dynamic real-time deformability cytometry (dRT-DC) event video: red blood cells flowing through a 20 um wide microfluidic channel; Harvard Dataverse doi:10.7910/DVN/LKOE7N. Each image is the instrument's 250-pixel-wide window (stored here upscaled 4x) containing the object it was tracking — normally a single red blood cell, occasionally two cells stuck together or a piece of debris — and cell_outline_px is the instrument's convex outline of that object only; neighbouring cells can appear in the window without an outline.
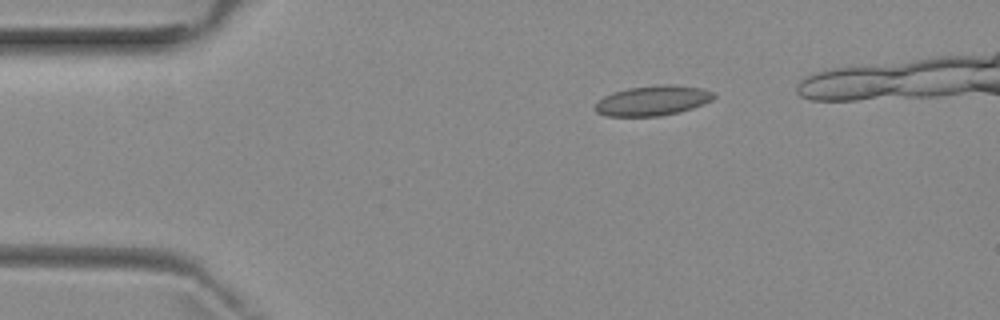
{"species": "common noctule bat (a hibernating species)", "species_latin": "Nyctalus noctula", "temperature_condition": "room temperature", "stored_images_in_passage": 6, "camera_frame_rate_fps": 3000, "um_per_image_px": 0.085, "animal": {"sex": "female", "body_mass_g": 29.2, "forearm_length_mm": 56.3}, "frame": {"image": 1, "passage_image": 1, "time_ms": 0.0, "image_size_px": [1000, 320], "cell_outline_px": [[716, 96], [712, 100], [704, 104], [692, 108], [660, 116], [604, 116], [596, 112], [592, 108], [604, 96], [612, 92], [628, 88], [660, 84], [668, 84], [700, 88], [712, 92]], "centroid_in_image_um": [55.44, 8.55], "position_along_channel_um": 29.6, "area_um2": 20.69}}
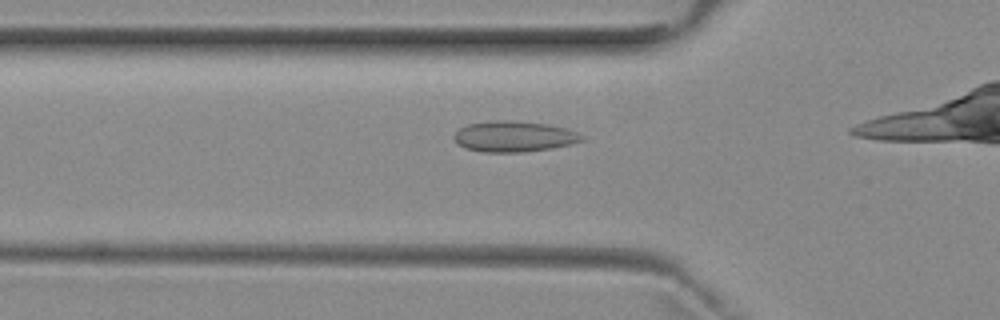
{"frame": {"image": 2, "passage_image": 5, "time_ms": 6.0, "image_size_px": [1000, 320], "cell_outline_px": [[584, 140], [572, 144], [552, 148], [524, 152], [480, 152], [464, 148], [452, 136], [460, 128], [468, 124], [492, 120], [508, 120], [548, 124], [568, 128], [584, 136]], "centroid_in_image_um": [43.71, 11.6], "position_along_channel_um": 82.1, "area_um2": 23.06}}